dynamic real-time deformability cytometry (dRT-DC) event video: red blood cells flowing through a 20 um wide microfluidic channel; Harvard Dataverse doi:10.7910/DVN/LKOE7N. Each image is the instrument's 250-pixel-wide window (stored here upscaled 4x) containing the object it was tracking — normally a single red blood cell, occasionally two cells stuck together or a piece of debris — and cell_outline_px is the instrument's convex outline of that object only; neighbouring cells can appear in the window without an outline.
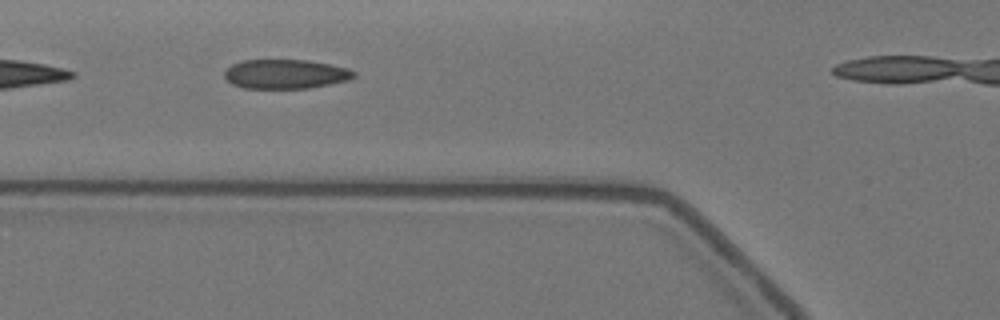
{"species": "Egyptian fruit bat (a non-hibernating species)", "species_latin": "Rousettus aegyptiacus", "temperature_condition": "warm", "stored_images_in_passage": 11, "camera_frame_rate_fps": 3000, "um_per_image_px": 0.085, "animal": {"sex": "female"}, "frame": {"image": 1, "passage_image": 4, "time_ms": 1.0, "image_size_px": [1000, 320], "cell_outline_px": [[356, 76], [348, 80], [308, 88], [244, 88], [232, 84], [224, 76], [224, 72], [232, 64], [240, 60], [308, 60], [332, 64], [348, 68], [356, 72]], "centroid_in_image_um": [24.28, 6.28], "position_along_channel_um": 101.5, "area_um2": 22.14}}
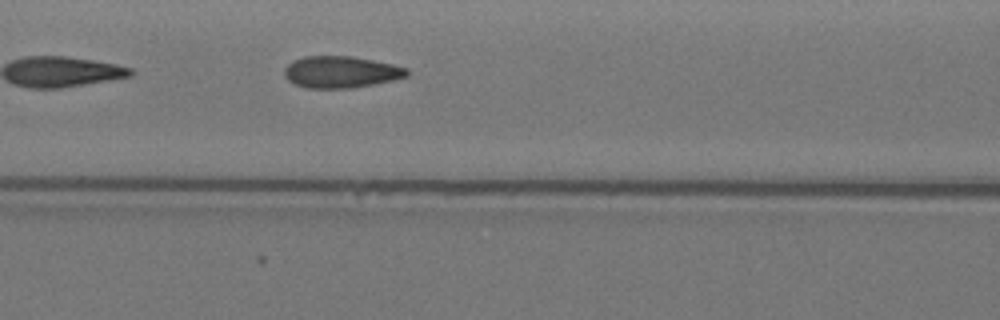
{"frame": {"image": 2, "passage_image": 7, "time_ms": 2.0, "image_size_px": [1000, 320], "cell_outline_px": [[412, 72], [408, 76], [392, 80], [352, 88], [304, 88], [292, 84], [284, 76], [284, 68], [292, 60], [304, 56], [352, 56], [392, 64], [408, 68]], "centroid_in_image_um": [28.95, 6.12], "position_along_channel_um": 137.6, "area_um2": 22.89}}